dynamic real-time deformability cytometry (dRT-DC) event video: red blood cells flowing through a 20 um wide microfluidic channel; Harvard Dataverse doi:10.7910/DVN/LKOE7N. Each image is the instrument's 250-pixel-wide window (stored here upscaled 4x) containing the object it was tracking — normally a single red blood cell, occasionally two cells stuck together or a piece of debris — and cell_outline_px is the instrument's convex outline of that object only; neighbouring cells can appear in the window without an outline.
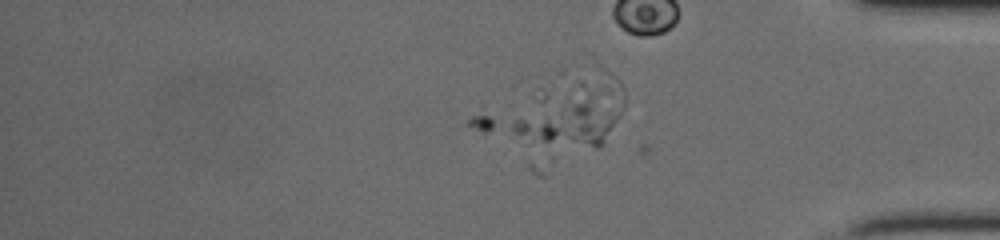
{"species": "human", "species_latin": "Homo sapiens", "temperature_condition": "cold", "stored_images_in_passage": 38, "camera_frame_rate_fps": 3000, "um_per_image_px": 0.085, "donor": {"sex": "female"}, "frame": {"image": 1, "passage_image": 38, "time_ms": 12.333, "image_size_px": [1000, 240], "cell_outline_px": [[624, 108], [600, 148], [596, 148], [484, 132], [468, 124], [468, 120], [480, 104], [604, 72], [608, 72], [616, 76], [620, 80], [624, 88]], "centroid_in_image_um": [47.4, 9.53], "position_along_channel_um": 387.8, "area_um2": 54.97}}